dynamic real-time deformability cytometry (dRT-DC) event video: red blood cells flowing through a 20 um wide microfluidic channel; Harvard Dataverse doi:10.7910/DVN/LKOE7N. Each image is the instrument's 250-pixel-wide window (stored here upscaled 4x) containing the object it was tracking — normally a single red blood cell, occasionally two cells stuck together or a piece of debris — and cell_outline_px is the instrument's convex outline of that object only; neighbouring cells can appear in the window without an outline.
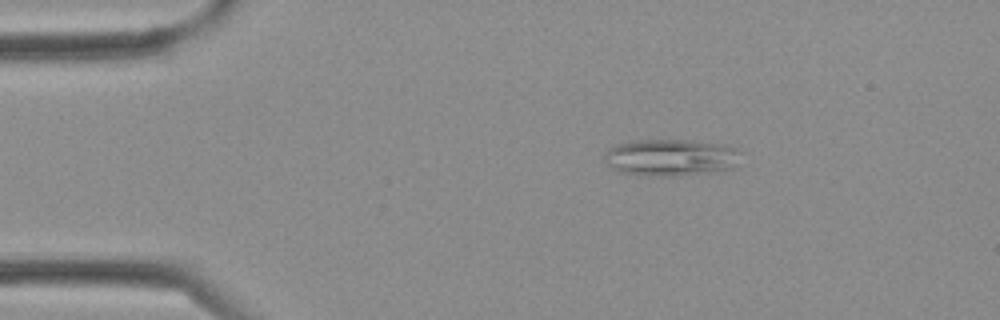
{"species": "Egyptian fruit bat (a non-hibernating species)", "species_latin": "Rousettus aegyptiacus", "temperature_condition": "cold", "stored_images_in_passage": 4, "camera_frame_rate_fps": 3000, "um_per_image_px": 0.085, "frame": {"image": 1, "passage_image": 2, "time_ms": 0.333, "image_size_px": [1000, 320], "cell_outline_px": [[740, 164], [732, 168], [716, 172], [680, 176], [648, 176], [624, 172], [612, 168], [604, 164], [604, 152], [608, 148], [616, 144], [636, 140], [696, 140], [724, 144], [736, 148], [740, 152]], "centroid_in_image_um": [57.05, 13.39], "position_along_channel_um": 27.9, "area_um2": 30.0}}